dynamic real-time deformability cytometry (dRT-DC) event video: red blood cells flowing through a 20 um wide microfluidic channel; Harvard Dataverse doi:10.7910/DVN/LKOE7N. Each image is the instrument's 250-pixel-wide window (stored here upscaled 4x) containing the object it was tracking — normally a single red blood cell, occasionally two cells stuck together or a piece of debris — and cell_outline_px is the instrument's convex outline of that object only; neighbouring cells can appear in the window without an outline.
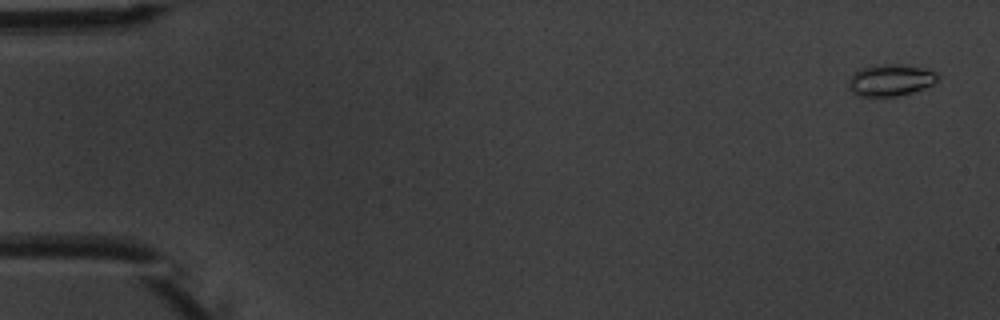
{"species": "common noctule bat (a hibernating species)", "species_latin": "Nyctalus noctula", "temperature_condition": "warm", "stored_images_in_passage": 5, "camera_frame_rate_fps": 3000, "um_per_image_px": 0.085, "animal": {"sex": "male", "body_mass_g": 20.1, "forearm_length_mm": 53.5}, "frame": {"image": 1, "passage_image": 1, "time_ms": 0.0, "image_size_px": [1000, 320], "cell_outline_px": [[940, 76], [932, 84], [924, 88], [912, 92], [896, 96], [856, 96], [848, 88], [848, 80], [860, 68], [880, 64], [896, 64], [924, 68], [936, 72]], "centroid_in_image_um": [75.67, 6.81], "position_along_channel_um": 9.3, "area_um2": 16.42}}
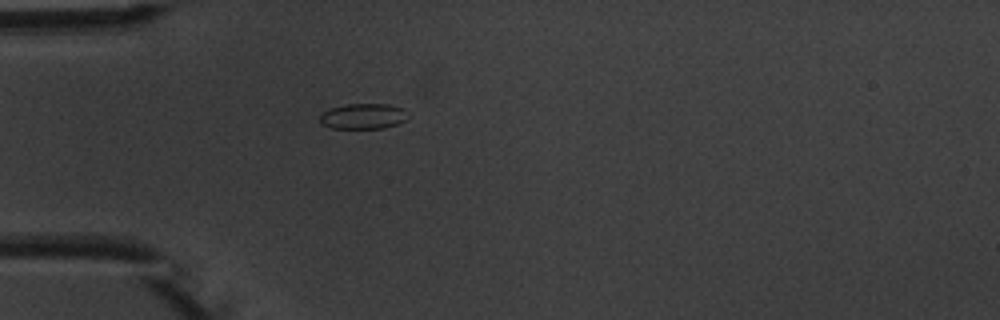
{"frame": {"image": 2, "passage_image": 5, "time_ms": 4.667, "image_size_px": [1000, 320], "cell_outline_px": [[404, 120], [396, 124], [384, 128], [332, 128], [320, 124], [320, 116], [324, 112], [332, 108], [344, 104], [388, 104], [404, 108]], "centroid_in_image_um": [30.82, 9.88], "position_along_channel_um": 54.2, "area_um2": 12.83}}